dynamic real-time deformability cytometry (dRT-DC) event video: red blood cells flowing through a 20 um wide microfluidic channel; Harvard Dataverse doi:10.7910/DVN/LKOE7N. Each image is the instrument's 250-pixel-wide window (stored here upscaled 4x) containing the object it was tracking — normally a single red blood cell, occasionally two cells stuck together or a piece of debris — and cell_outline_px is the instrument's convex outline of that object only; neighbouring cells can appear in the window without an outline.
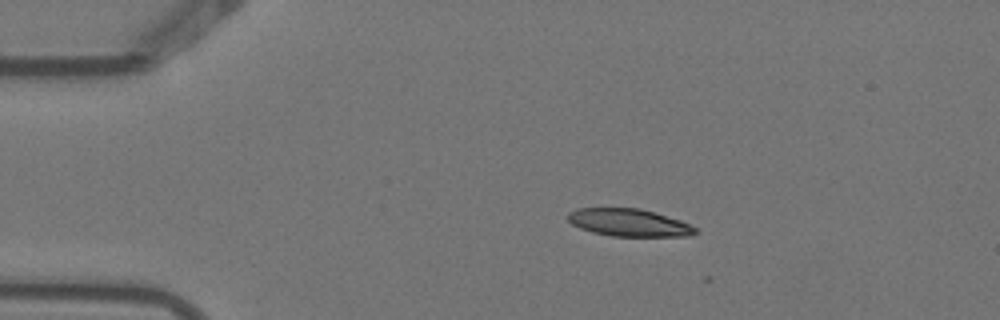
{"species": "Egyptian fruit bat (a non-hibernating species)", "species_latin": "Rousettus aegyptiacus", "temperature_condition": "warm", "stored_images_in_passage": 4, "camera_frame_rate_fps": 3000, "um_per_image_px": 0.085, "animal": {"sex": "female"}, "frame": {"image": 1, "passage_image": 2, "time_ms": 0.333, "image_size_px": [1000, 320], "cell_outline_px": [[696, 232], [688, 236], [612, 236], [592, 232], [580, 228], [572, 224], [568, 220], [568, 212], [576, 208], [640, 208], [680, 220], [696, 228]], "centroid_in_image_um": [53.41, 18.92], "position_along_channel_um": 31.6, "area_um2": 20.29}}